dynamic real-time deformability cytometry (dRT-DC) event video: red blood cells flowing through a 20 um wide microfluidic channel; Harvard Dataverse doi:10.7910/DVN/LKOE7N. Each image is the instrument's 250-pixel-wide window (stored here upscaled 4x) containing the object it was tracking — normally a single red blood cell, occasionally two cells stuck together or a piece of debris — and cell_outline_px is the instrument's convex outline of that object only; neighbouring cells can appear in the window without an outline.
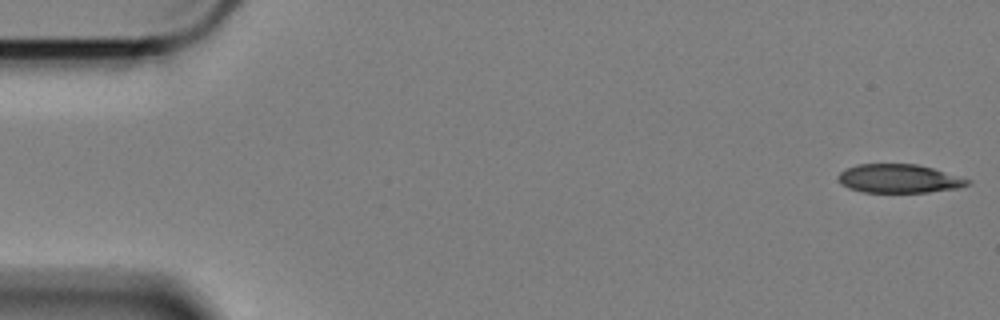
{"species": "Egyptian fruit bat (a non-hibernating species)", "species_latin": "Rousettus aegyptiacus", "temperature_condition": "cold", "stored_images_in_passage": 58, "camera_frame_rate_fps": 3000, "um_per_image_px": 0.085, "animal": {"sex": "female"}, "frame": {"image": 1, "passage_image": 1, "time_ms": 0.0, "image_size_px": [1000, 320], "cell_outline_px": [[972, 180], [968, 184], [956, 188], [928, 192], [864, 192], [848, 188], [840, 184], [836, 176], [840, 172], [856, 164], [916, 164], [932, 168]], "centroid_in_image_um": [76.36, 15.18], "position_along_channel_um": 8.6, "area_um2": 21.5}}
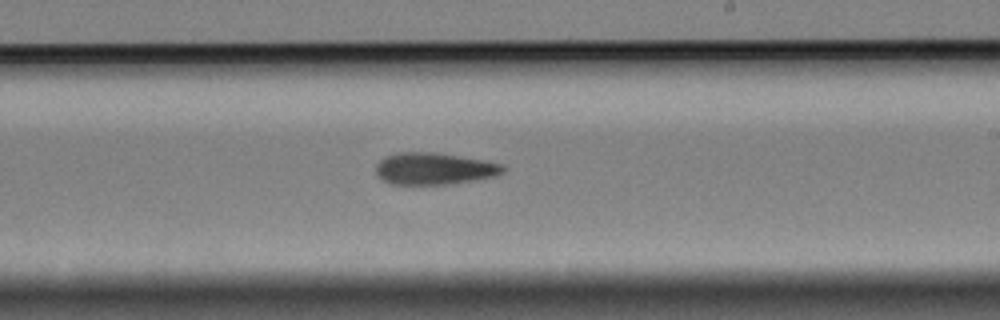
{"frame": {"image": 2, "passage_image": 34, "time_ms": 11.0, "image_size_px": [1000, 320], "cell_outline_px": [[504, 172], [496, 176], [472, 180], [444, 184], [388, 184], [376, 172], [376, 164], [384, 156], [396, 152], [436, 152], [504, 164]], "centroid_in_image_um": [36.88, 14.32], "position_along_channel_um": 252.1, "area_um2": 23.47}}
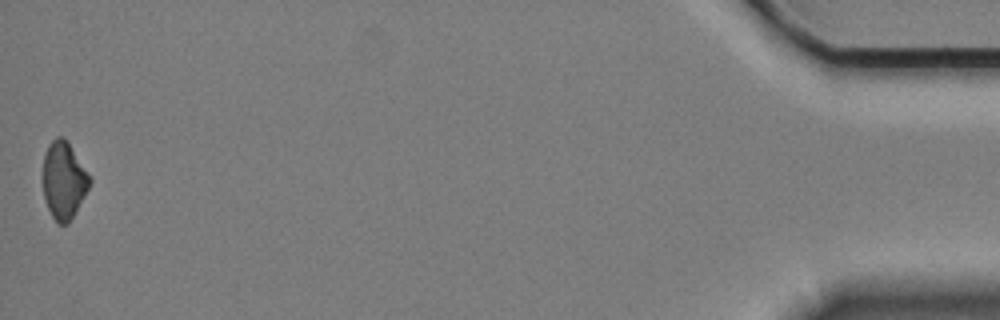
{"frame": {"image": 3, "passage_image": 58, "time_ms": 19.0, "image_size_px": [1000, 320], "cell_outline_px": [[92, 180], [88, 188], [68, 224], [60, 224], [52, 216], [48, 208], [44, 196], [44, 156], [48, 144], [56, 136], [64, 136], [92, 176]], "centroid_in_image_um": [5.44, 15.28], "position_along_channel_um": 429.8, "area_um2": 20.87}}